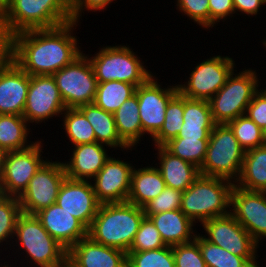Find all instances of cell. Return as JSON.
Instances as JSON below:
<instances>
[{
	"instance_id": "cell-1",
	"label": "cell",
	"mask_w": 266,
	"mask_h": 267,
	"mask_svg": "<svg viewBox=\"0 0 266 267\" xmlns=\"http://www.w3.org/2000/svg\"><path fill=\"white\" fill-rule=\"evenodd\" d=\"M78 22L32 29L11 36L10 57L30 76L53 75L79 57L81 46L74 31Z\"/></svg>"
},
{
	"instance_id": "cell-2",
	"label": "cell",
	"mask_w": 266,
	"mask_h": 267,
	"mask_svg": "<svg viewBox=\"0 0 266 267\" xmlns=\"http://www.w3.org/2000/svg\"><path fill=\"white\" fill-rule=\"evenodd\" d=\"M144 217L143 207L128 201L100 204L88 236L96 243L127 253Z\"/></svg>"
},
{
	"instance_id": "cell-3",
	"label": "cell",
	"mask_w": 266,
	"mask_h": 267,
	"mask_svg": "<svg viewBox=\"0 0 266 267\" xmlns=\"http://www.w3.org/2000/svg\"><path fill=\"white\" fill-rule=\"evenodd\" d=\"M12 247L16 251L13 253L15 256L24 251H21L25 257L22 260H28L26 263L29 262V265L26 266L29 267H60L67 257V250L47 232L36 215L22 213L18 217ZM3 262L4 267H15L10 261ZM30 263L33 265L30 266Z\"/></svg>"
},
{
	"instance_id": "cell-4",
	"label": "cell",
	"mask_w": 266,
	"mask_h": 267,
	"mask_svg": "<svg viewBox=\"0 0 266 267\" xmlns=\"http://www.w3.org/2000/svg\"><path fill=\"white\" fill-rule=\"evenodd\" d=\"M230 180L200 175L183 193L180 210L195 224L230 213Z\"/></svg>"
},
{
	"instance_id": "cell-5",
	"label": "cell",
	"mask_w": 266,
	"mask_h": 267,
	"mask_svg": "<svg viewBox=\"0 0 266 267\" xmlns=\"http://www.w3.org/2000/svg\"><path fill=\"white\" fill-rule=\"evenodd\" d=\"M8 35L53 28L72 21L69 0H12L3 14Z\"/></svg>"
},
{
	"instance_id": "cell-6",
	"label": "cell",
	"mask_w": 266,
	"mask_h": 267,
	"mask_svg": "<svg viewBox=\"0 0 266 267\" xmlns=\"http://www.w3.org/2000/svg\"><path fill=\"white\" fill-rule=\"evenodd\" d=\"M88 58L98 83L116 80L137 88L153 75L129 45H103L94 55L88 54Z\"/></svg>"
},
{
	"instance_id": "cell-7",
	"label": "cell",
	"mask_w": 266,
	"mask_h": 267,
	"mask_svg": "<svg viewBox=\"0 0 266 267\" xmlns=\"http://www.w3.org/2000/svg\"><path fill=\"white\" fill-rule=\"evenodd\" d=\"M258 76L256 70L246 67L239 72L232 71L226 83L208 101L215 124H228L246 114L247 106L261 86V76Z\"/></svg>"
},
{
	"instance_id": "cell-8",
	"label": "cell",
	"mask_w": 266,
	"mask_h": 267,
	"mask_svg": "<svg viewBox=\"0 0 266 267\" xmlns=\"http://www.w3.org/2000/svg\"><path fill=\"white\" fill-rule=\"evenodd\" d=\"M244 153L230 126L215 124L200 175L227 179L235 184L241 174Z\"/></svg>"
},
{
	"instance_id": "cell-9",
	"label": "cell",
	"mask_w": 266,
	"mask_h": 267,
	"mask_svg": "<svg viewBox=\"0 0 266 267\" xmlns=\"http://www.w3.org/2000/svg\"><path fill=\"white\" fill-rule=\"evenodd\" d=\"M52 76L66 108H78L94 102L98 82L86 53Z\"/></svg>"
},
{
	"instance_id": "cell-10",
	"label": "cell",
	"mask_w": 266,
	"mask_h": 267,
	"mask_svg": "<svg viewBox=\"0 0 266 267\" xmlns=\"http://www.w3.org/2000/svg\"><path fill=\"white\" fill-rule=\"evenodd\" d=\"M234 68L235 60L227 55L204 59L190 70L186 82H178V92L186 98L209 101L226 83Z\"/></svg>"
},
{
	"instance_id": "cell-11",
	"label": "cell",
	"mask_w": 266,
	"mask_h": 267,
	"mask_svg": "<svg viewBox=\"0 0 266 267\" xmlns=\"http://www.w3.org/2000/svg\"><path fill=\"white\" fill-rule=\"evenodd\" d=\"M37 139L31 147L4 152L2 172L0 174V194L19 197L27 188L30 179L46 161L44 144Z\"/></svg>"
},
{
	"instance_id": "cell-12",
	"label": "cell",
	"mask_w": 266,
	"mask_h": 267,
	"mask_svg": "<svg viewBox=\"0 0 266 267\" xmlns=\"http://www.w3.org/2000/svg\"><path fill=\"white\" fill-rule=\"evenodd\" d=\"M62 161H46L30 179L27 188L18 197L22 213L35 215L56 203L59 189L66 178Z\"/></svg>"
},
{
	"instance_id": "cell-13",
	"label": "cell",
	"mask_w": 266,
	"mask_h": 267,
	"mask_svg": "<svg viewBox=\"0 0 266 267\" xmlns=\"http://www.w3.org/2000/svg\"><path fill=\"white\" fill-rule=\"evenodd\" d=\"M201 225L205 231L201 236L210 243L237 256L259 257V244L230 213L208 219Z\"/></svg>"
},
{
	"instance_id": "cell-14",
	"label": "cell",
	"mask_w": 266,
	"mask_h": 267,
	"mask_svg": "<svg viewBox=\"0 0 266 267\" xmlns=\"http://www.w3.org/2000/svg\"><path fill=\"white\" fill-rule=\"evenodd\" d=\"M66 106L61 98L52 75L30 76V85L23 117L27 123L35 126L45 123L53 117H61ZM46 120V122H45Z\"/></svg>"
},
{
	"instance_id": "cell-15",
	"label": "cell",
	"mask_w": 266,
	"mask_h": 267,
	"mask_svg": "<svg viewBox=\"0 0 266 267\" xmlns=\"http://www.w3.org/2000/svg\"><path fill=\"white\" fill-rule=\"evenodd\" d=\"M159 83L157 75H152L135 90L138 98L142 130L151 139L161 130L164 124L166 107L169 101L178 93L176 83L165 86V88Z\"/></svg>"
},
{
	"instance_id": "cell-16",
	"label": "cell",
	"mask_w": 266,
	"mask_h": 267,
	"mask_svg": "<svg viewBox=\"0 0 266 267\" xmlns=\"http://www.w3.org/2000/svg\"><path fill=\"white\" fill-rule=\"evenodd\" d=\"M230 214L260 245L266 238V193L249 191L235 184L230 194Z\"/></svg>"
},
{
	"instance_id": "cell-17",
	"label": "cell",
	"mask_w": 266,
	"mask_h": 267,
	"mask_svg": "<svg viewBox=\"0 0 266 267\" xmlns=\"http://www.w3.org/2000/svg\"><path fill=\"white\" fill-rule=\"evenodd\" d=\"M130 162L120 160L119 157H112L111 154L102 169L91 180L93 190L100 204L127 201L134 168Z\"/></svg>"
},
{
	"instance_id": "cell-18",
	"label": "cell",
	"mask_w": 266,
	"mask_h": 267,
	"mask_svg": "<svg viewBox=\"0 0 266 267\" xmlns=\"http://www.w3.org/2000/svg\"><path fill=\"white\" fill-rule=\"evenodd\" d=\"M56 203L78 219L87 229L96 216L98 202L91 181L66 177L59 189Z\"/></svg>"
},
{
	"instance_id": "cell-19",
	"label": "cell",
	"mask_w": 266,
	"mask_h": 267,
	"mask_svg": "<svg viewBox=\"0 0 266 267\" xmlns=\"http://www.w3.org/2000/svg\"><path fill=\"white\" fill-rule=\"evenodd\" d=\"M30 75L11 57L0 65V114L23 115Z\"/></svg>"
},
{
	"instance_id": "cell-20",
	"label": "cell",
	"mask_w": 266,
	"mask_h": 267,
	"mask_svg": "<svg viewBox=\"0 0 266 267\" xmlns=\"http://www.w3.org/2000/svg\"><path fill=\"white\" fill-rule=\"evenodd\" d=\"M35 215L47 232L67 251L80 239L88 236V229L57 203L40 210Z\"/></svg>"
},
{
	"instance_id": "cell-21",
	"label": "cell",
	"mask_w": 266,
	"mask_h": 267,
	"mask_svg": "<svg viewBox=\"0 0 266 267\" xmlns=\"http://www.w3.org/2000/svg\"><path fill=\"white\" fill-rule=\"evenodd\" d=\"M107 148L109 146L99 142L75 145L71 148L73 151L68 156L69 161L66 159L62 162L66 176L74 180L91 181L110 158Z\"/></svg>"
},
{
	"instance_id": "cell-22",
	"label": "cell",
	"mask_w": 266,
	"mask_h": 267,
	"mask_svg": "<svg viewBox=\"0 0 266 267\" xmlns=\"http://www.w3.org/2000/svg\"><path fill=\"white\" fill-rule=\"evenodd\" d=\"M77 267H127V253L94 242L89 236L80 239L67 251Z\"/></svg>"
},
{
	"instance_id": "cell-23",
	"label": "cell",
	"mask_w": 266,
	"mask_h": 267,
	"mask_svg": "<svg viewBox=\"0 0 266 267\" xmlns=\"http://www.w3.org/2000/svg\"><path fill=\"white\" fill-rule=\"evenodd\" d=\"M157 150L156 168L160 171L167 187L184 192L199 176V168L168 152L163 146H154Z\"/></svg>"
},
{
	"instance_id": "cell-24",
	"label": "cell",
	"mask_w": 266,
	"mask_h": 267,
	"mask_svg": "<svg viewBox=\"0 0 266 267\" xmlns=\"http://www.w3.org/2000/svg\"><path fill=\"white\" fill-rule=\"evenodd\" d=\"M148 218L153 222L160 232L162 240L168 246L191 242L197 234V230L194 228L196 224L180 209L165 211Z\"/></svg>"
},
{
	"instance_id": "cell-25",
	"label": "cell",
	"mask_w": 266,
	"mask_h": 267,
	"mask_svg": "<svg viewBox=\"0 0 266 267\" xmlns=\"http://www.w3.org/2000/svg\"><path fill=\"white\" fill-rule=\"evenodd\" d=\"M214 126L208 101L184 97L183 125L176 138L209 139Z\"/></svg>"
},
{
	"instance_id": "cell-26",
	"label": "cell",
	"mask_w": 266,
	"mask_h": 267,
	"mask_svg": "<svg viewBox=\"0 0 266 267\" xmlns=\"http://www.w3.org/2000/svg\"><path fill=\"white\" fill-rule=\"evenodd\" d=\"M134 166L131 175V188L127 201L143 207L153 198H156L165 188L166 183L156 165Z\"/></svg>"
},
{
	"instance_id": "cell-27",
	"label": "cell",
	"mask_w": 266,
	"mask_h": 267,
	"mask_svg": "<svg viewBox=\"0 0 266 267\" xmlns=\"http://www.w3.org/2000/svg\"><path fill=\"white\" fill-rule=\"evenodd\" d=\"M78 109L84 114L86 119L90 122L96 142L109 146V149L134 150L135 148H129L118 135L116 129V123L114 120V114L106 112L105 110L97 107L94 103L79 106Z\"/></svg>"
},
{
	"instance_id": "cell-28",
	"label": "cell",
	"mask_w": 266,
	"mask_h": 267,
	"mask_svg": "<svg viewBox=\"0 0 266 267\" xmlns=\"http://www.w3.org/2000/svg\"><path fill=\"white\" fill-rule=\"evenodd\" d=\"M113 114L120 139L129 148H136L143 136H146L142 130L137 95L123 102Z\"/></svg>"
},
{
	"instance_id": "cell-29",
	"label": "cell",
	"mask_w": 266,
	"mask_h": 267,
	"mask_svg": "<svg viewBox=\"0 0 266 267\" xmlns=\"http://www.w3.org/2000/svg\"><path fill=\"white\" fill-rule=\"evenodd\" d=\"M237 187L249 191L266 190V144L245 151Z\"/></svg>"
},
{
	"instance_id": "cell-30",
	"label": "cell",
	"mask_w": 266,
	"mask_h": 267,
	"mask_svg": "<svg viewBox=\"0 0 266 267\" xmlns=\"http://www.w3.org/2000/svg\"><path fill=\"white\" fill-rule=\"evenodd\" d=\"M30 126L21 115L0 114V149L8 152L31 147L37 140H28L32 134Z\"/></svg>"
},
{
	"instance_id": "cell-31",
	"label": "cell",
	"mask_w": 266,
	"mask_h": 267,
	"mask_svg": "<svg viewBox=\"0 0 266 267\" xmlns=\"http://www.w3.org/2000/svg\"><path fill=\"white\" fill-rule=\"evenodd\" d=\"M200 248L207 267H248L259 262L257 257H241L204 239L198 232L194 239Z\"/></svg>"
},
{
	"instance_id": "cell-32",
	"label": "cell",
	"mask_w": 266,
	"mask_h": 267,
	"mask_svg": "<svg viewBox=\"0 0 266 267\" xmlns=\"http://www.w3.org/2000/svg\"><path fill=\"white\" fill-rule=\"evenodd\" d=\"M136 87L133 84L120 81H106L98 83L94 104L114 113L123 102L135 94Z\"/></svg>"
},
{
	"instance_id": "cell-33",
	"label": "cell",
	"mask_w": 266,
	"mask_h": 267,
	"mask_svg": "<svg viewBox=\"0 0 266 267\" xmlns=\"http://www.w3.org/2000/svg\"><path fill=\"white\" fill-rule=\"evenodd\" d=\"M61 126L65 130L67 139L75 145L96 142L94 130L90 122L78 108H66L61 115Z\"/></svg>"
},
{
	"instance_id": "cell-34",
	"label": "cell",
	"mask_w": 266,
	"mask_h": 267,
	"mask_svg": "<svg viewBox=\"0 0 266 267\" xmlns=\"http://www.w3.org/2000/svg\"><path fill=\"white\" fill-rule=\"evenodd\" d=\"M184 96L179 92L169 101L166 111L164 124L161 130L152 138L154 146H163L169 140L176 138L183 125Z\"/></svg>"
},
{
	"instance_id": "cell-35",
	"label": "cell",
	"mask_w": 266,
	"mask_h": 267,
	"mask_svg": "<svg viewBox=\"0 0 266 267\" xmlns=\"http://www.w3.org/2000/svg\"><path fill=\"white\" fill-rule=\"evenodd\" d=\"M209 139H184L173 138L163 145V147L184 161H187L200 169L202 166Z\"/></svg>"
},
{
	"instance_id": "cell-36",
	"label": "cell",
	"mask_w": 266,
	"mask_h": 267,
	"mask_svg": "<svg viewBox=\"0 0 266 267\" xmlns=\"http://www.w3.org/2000/svg\"><path fill=\"white\" fill-rule=\"evenodd\" d=\"M22 214L18 197L0 194V247H11L18 217ZM12 241V242H10ZM5 242V243H4ZM9 243V244H8ZM0 248V256L3 254Z\"/></svg>"
},
{
	"instance_id": "cell-37",
	"label": "cell",
	"mask_w": 266,
	"mask_h": 267,
	"mask_svg": "<svg viewBox=\"0 0 266 267\" xmlns=\"http://www.w3.org/2000/svg\"><path fill=\"white\" fill-rule=\"evenodd\" d=\"M127 267H175L172 246L147 251H128Z\"/></svg>"
},
{
	"instance_id": "cell-38",
	"label": "cell",
	"mask_w": 266,
	"mask_h": 267,
	"mask_svg": "<svg viewBox=\"0 0 266 267\" xmlns=\"http://www.w3.org/2000/svg\"><path fill=\"white\" fill-rule=\"evenodd\" d=\"M228 125L245 151L264 145L263 130L246 114L230 121Z\"/></svg>"
},
{
	"instance_id": "cell-39",
	"label": "cell",
	"mask_w": 266,
	"mask_h": 267,
	"mask_svg": "<svg viewBox=\"0 0 266 267\" xmlns=\"http://www.w3.org/2000/svg\"><path fill=\"white\" fill-rule=\"evenodd\" d=\"M167 246L153 222L144 217L129 251H147Z\"/></svg>"
},
{
	"instance_id": "cell-40",
	"label": "cell",
	"mask_w": 266,
	"mask_h": 267,
	"mask_svg": "<svg viewBox=\"0 0 266 267\" xmlns=\"http://www.w3.org/2000/svg\"><path fill=\"white\" fill-rule=\"evenodd\" d=\"M182 191L167 187L156 197L143 206L145 217L177 210L181 207Z\"/></svg>"
},
{
	"instance_id": "cell-41",
	"label": "cell",
	"mask_w": 266,
	"mask_h": 267,
	"mask_svg": "<svg viewBox=\"0 0 266 267\" xmlns=\"http://www.w3.org/2000/svg\"><path fill=\"white\" fill-rule=\"evenodd\" d=\"M209 0H176V9L183 14V16L193 20L194 24H198L201 28L210 31V9Z\"/></svg>"
},
{
	"instance_id": "cell-42",
	"label": "cell",
	"mask_w": 266,
	"mask_h": 267,
	"mask_svg": "<svg viewBox=\"0 0 266 267\" xmlns=\"http://www.w3.org/2000/svg\"><path fill=\"white\" fill-rule=\"evenodd\" d=\"M172 252L175 267H207L195 240L172 246Z\"/></svg>"
},
{
	"instance_id": "cell-43",
	"label": "cell",
	"mask_w": 266,
	"mask_h": 267,
	"mask_svg": "<svg viewBox=\"0 0 266 267\" xmlns=\"http://www.w3.org/2000/svg\"><path fill=\"white\" fill-rule=\"evenodd\" d=\"M261 88L247 106L246 115L264 130L266 128V88Z\"/></svg>"
},
{
	"instance_id": "cell-44",
	"label": "cell",
	"mask_w": 266,
	"mask_h": 267,
	"mask_svg": "<svg viewBox=\"0 0 266 267\" xmlns=\"http://www.w3.org/2000/svg\"><path fill=\"white\" fill-rule=\"evenodd\" d=\"M115 0H69L70 13L72 21L80 22L82 13L86 12H97L104 11L109 8V5ZM108 6V7H107ZM81 17V18H80Z\"/></svg>"
},
{
	"instance_id": "cell-45",
	"label": "cell",
	"mask_w": 266,
	"mask_h": 267,
	"mask_svg": "<svg viewBox=\"0 0 266 267\" xmlns=\"http://www.w3.org/2000/svg\"><path fill=\"white\" fill-rule=\"evenodd\" d=\"M210 29L216 27L220 21L224 23L230 17H235L233 0H209ZM215 25V26H214Z\"/></svg>"
},
{
	"instance_id": "cell-46",
	"label": "cell",
	"mask_w": 266,
	"mask_h": 267,
	"mask_svg": "<svg viewBox=\"0 0 266 267\" xmlns=\"http://www.w3.org/2000/svg\"><path fill=\"white\" fill-rule=\"evenodd\" d=\"M233 5L235 8V13L237 15L238 12L240 13V15L244 14V16H248V17H257L260 11V9L264 7V5L266 6V0H233ZM246 14V15H245Z\"/></svg>"
},
{
	"instance_id": "cell-47",
	"label": "cell",
	"mask_w": 266,
	"mask_h": 267,
	"mask_svg": "<svg viewBox=\"0 0 266 267\" xmlns=\"http://www.w3.org/2000/svg\"><path fill=\"white\" fill-rule=\"evenodd\" d=\"M11 37L8 35L3 15L0 14V65L10 58Z\"/></svg>"
},
{
	"instance_id": "cell-48",
	"label": "cell",
	"mask_w": 266,
	"mask_h": 267,
	"mask_svg": "<svg viewBox=\"0 0 266 267\" xmlns=\"http://www.w3.org/2000/svg\"><path fill=\"white\" fill-rule=\"evenodd\" d=\"M11 0H0V14H4L10 7Z\"/></svg>"
},
{
	"instance_id": "cell-49",
	"label": "cell",
	"mask_w": 266,
	"mask_h": 267,
	"mask_svg": "<svg viewBox=\"0 0 266 267\" xmlns=\"http://www.w3.org/2000/svg\"><path fill=\"white\" fill-rule=\"evenodd\" d=\"M60 267H77L68 257L64 260Z\"/></svg>"
},
{
	"instance_id": "cell-50",
	"label": "cell",
	"mask_w": 266,
	"mask_h": 267,
	"mask_svg": "<svg viewBox=\"0 0 266 267\" xmlns=\"http://www.w3.org/2000/svg\"><path fill=\"white\" fill-rule=\"evenodd\" d=\"M3 155H4V152L0 149V174L2 172Z\"/></svg>"
},
{
	"instance_id": "cell-51",
	"label": "cell",
	"mask_w": 266,
	"mask_h": 267,
	"mask_svg": "<svg viewBox=\"0 0 266 267\" xmlns=\"http://www.w3.org/2000/svg\"><path fill=\"white\" fill-rule=\"evenodd\" d=\"M248 267H261L260 265H259V262L257 263H251Z\"/></svg>"
},
{
	"instance_id": "cell-52",
	"label": "cell",
	"mask_w": 266,
	"mask_h": 267,
	"mask_svg": "<svg viewBox=\"0 0 266 267\" xmlns=\"http://www.w3.org/2000/svg\"><path fill=\"white\" fill-rule=\"evenodd\" d=\"M264 144H266V128L263 130Z\"/></svg>"
},
{
	"instance_id": "cell-53",
	"label": "cell",
	"mask_w": 266,
	"mask_h": 267,
	"mask_svg": "<svg viewBox=\"0 0 266 267\" xmlns=\"http://www.w3.org/2000/svg\"><path fill=\"white\" fill-rule=\"evenodd\" d=\"M262 44H263V47L265 46V49H266V39L264 37V39L262 41H260Z\"/></svg>"
}]
</instances>
